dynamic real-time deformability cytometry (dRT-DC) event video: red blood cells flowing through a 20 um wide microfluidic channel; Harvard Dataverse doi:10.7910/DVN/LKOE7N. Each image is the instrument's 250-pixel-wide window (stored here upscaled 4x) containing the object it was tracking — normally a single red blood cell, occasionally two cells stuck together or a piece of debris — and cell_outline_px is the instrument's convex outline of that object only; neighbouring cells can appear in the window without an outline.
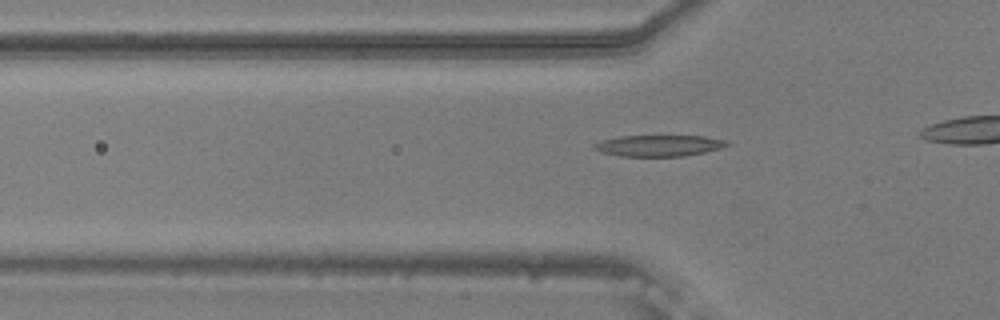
{"species": "common noctule bat (a hibernating species)", "species_latin": "Nyctalus noctula", "temperature_condition": "warm", "stored_images_in_passage": 20, "camera_frame_rate_fps": 3000, "um_per_image_px": 0.085, "animal": {"sex": "male", "body_mass_g": 20.5, "forearm_length_mm": 52.5}, "frame": {"image": 1, "passage_image": 7, "time_ms": 2.0, "image_size_px": [1000, 320], "cell_outline_px": [[732, 144], [720, 148], [704, 152], [684, 156], [620, 156], [604, 152], [592, 148], [592, 144], [604, 140], [620, 136], [704, 136], [728, 140]], "centroid_in_image_um": [56.05, 12.37], "position_along_channel_um": 69.7, "area_um2": 16.36}}
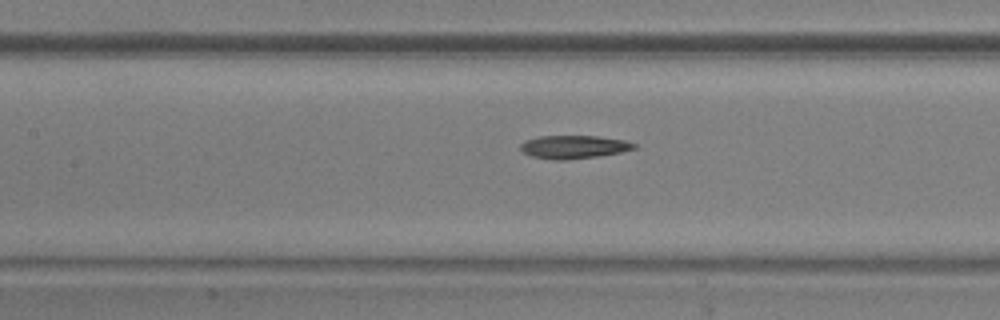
{"frame": {"image": 2, "passage_image": 14, "time_ms": 4.333, "image_size_px": [1000, 320], "cell_outline_px": [[636, 148], [620, 152], [596, 156], [564, 160], [556, 160], [532, 156], [524, 152], [520, 148], [520, 144], [524, 140], [540, 136], [596, 136], [624, 140], [636, 144]], "centroid_in_image_um": [48.74, 12.48], "position_along_channel_um": 158.7, "area_um2": 15.14}}
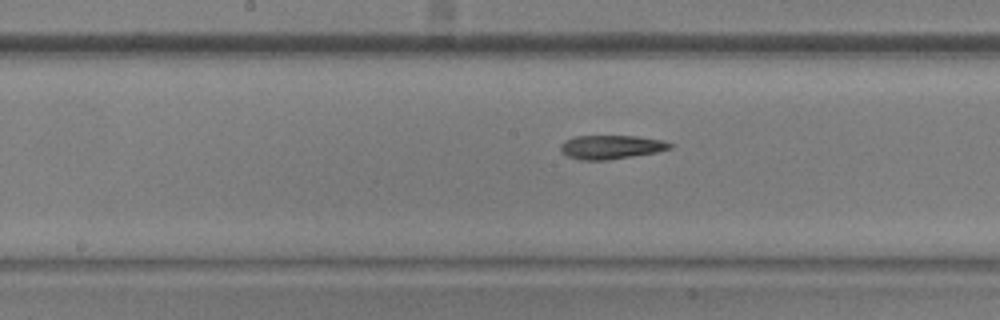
{"frame": {"image": 3, "passage_image": 17, "time_ms": 5.333, "image_size_px": [1000, 320], "cell_outline_px": [[672, 148], [656, 152], [608, 160], [580, 160], [568, 156], [560, 152], [560, 144], [564, 140], [576, 136], [636, 136], [664, 140], [672, 144]], "centroid_in_image_um": [51.92, 12.5], "position_along_channel_um": 196.3, "area_um2": 15.26}}